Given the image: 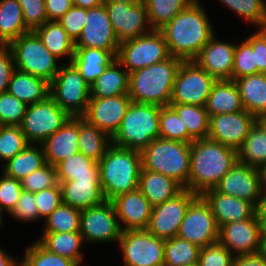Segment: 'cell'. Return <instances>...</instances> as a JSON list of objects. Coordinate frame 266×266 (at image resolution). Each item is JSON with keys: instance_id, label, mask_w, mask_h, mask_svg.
<instances>
[{"instance_id": "1", "label": "cell", "mask_w": 266, "mask_h": 266, "mask_svg": "<svg viewBox=\"0 0 266 266\" xmlns=\"http://www.w3.org/2000/svg\"><path fill=\"white\" fill-rule=\"evenodd\" d=\"M170 56L193 61L215 34L206 11L198 0L160 29Z\"/></svg>"}, {"instance_id": "2", "label": "cell", "mask_w": 266, "mask_h": 266, "mask_svg": "<svg viewBox=\"0 0 266 266\" xmlns=\"http://www.w3.org/2000/svg\"><path fill=\"white\" fill-rule=\"evenodd\" d=\"M238 161L237 150L204 138L191 143L188 190L202 195L214 189Z\"/></svg>"}, {"instance_id": "3", "label": "cell", "mask_w": 266, "mask_h": 266, "mask_svg": "<svg viewBox=\"0 0 266 266\" xmlns=\"http://www.w3.org/2000/svg\"><path fill=\"white\" fill-rule=\"evenodd\" d=\"M98 163L100 184L106 200L111 201L138 188L142 169L140 151L112 144Z\"/></svg>"}, {"instance_id": "4", "label": "cell", "mask_w": 266, "mask_h": 266, "mask_svg": "<svg viewBox=\"0 0 266 266\" xmlns=\"http://www.w3.org/2000/svg\"><path fill=\"white\" fill-rule=\"evenodd\" d=\"M183 60L170 56L165 61L130 73L132 102L169 106L177 71Z\"/></svg>"}, {"instance_id": "5", "label": "cell", "mask_w": 266, "mask_h": 266, "mask_svg": "<svg viewBox=\"0 0 266 266\" xmlns=\"http://www.w3.org/2000/svg\"><path fill=\"white\" fill-rule=\"evenodd\" d=\"M191 143L154 139L141 151L142 169L158 172L188 189Z\"/></svg>"}, {"instance_id": "6", "label": "cell", "mask_w": 266, "mask_h": 266, "mask_svg": "<svg viewBox=\"0 0 266 266\" xmlns=\"http://www.w3.org/2000/svg\"><path fill=\"white\" fill-rule=\"evenodd\" d=\"M160 106L131 102L119 129L112 137V144L142 151L159 138Z\"/></svg>"}, {"instance_id": "7", "label": "cell", "mask_w": 266, "mask_h": 266, "mask_svg": "<svg viewBox=\"0 0 266 266\" xmlns=\"http://www.w3.org/2000/svg\"><path fill=\"white\" fill-rule=\"evenodd\" d=\"M8 46L12 50L15 69L42 78L48 83L57 75L60 68L57 58L34 31L21 35Z\"/></svg>"}, {"instance_id": "8", "label": "cell", "mask_w": 266, "mask_h": 266, "mask_svg": "<svg viewBox=\"0 0 266 266\" xmlns=\"http://www.w3.org/2000/svg\"><path fill=\"white\" fill-rule=\"evenodd\" d=\"M49 96L71 117H82L88 107L90 85L76 67L68 62V66L61 64L57 75L50 82Z\"/></svg>"}, {"instance_id": "9", "label": "cell", "mask_w": 266, "mask_h": 266, "mask_svg": "<svg viewBox=\"0 0 266 266\" xmlns=\"http://www.w3.org/2000/svg\"><path fill=\"white\" fill-rule=\"evenodd\" d=\"M170 57L164 35L160 30L124 41L119 45L117 60L129 73Z\"/></svg>"}, {"instance_id": "10", "label": "cell", "mask_w": 266, "mask_h": 266, "mask_svg": "<svg viewBox=\"0 0 266 266\" xmlns=\"http://www.w3.org/2000/svg\"><path fill=\"white\" fill-rule=\"evenodd\" d=\"M71 116L50 96L38 103L27 106L20 124L30 144H41L47 137L58 131Z\"/></svg>"}, {"instance_id": "11", "label": "cell", "mask_w": 266, "mask_h": 266, "mask_svg": "<svg viewBox=\"0 0 266 266\" xmlns=\"http://www.w3.org/2000/svg\"><path fill=\"white\" fill-rule=\"evenodd\" d=\"M104 5L119 43L153 30L143 0H105Z\"/></svg>"}, {"instance_id": "12", "label": "cell", "mask_w": 266, "mask_h": 266, "mask_svg": "<svg viewBox=\"0 0 266 266\" xmlns=\"http://www.w3.org/2000/svg\"><path fill=\"white\" fill-rule=\"evenodd\" d=\"M216 81L194 61H183L175 77L170 104L205 106Z\"/></svg>"}, {"instance_id": "13", "label": "cell", "mask_w": 266, "mask_h": 266, "mask_svg": "<svg viewBox=\"0 0 266 266\" xmlns=\"http://www.w3.org/2000/svg\"><path fill=\"white\" fill-rule=\"evenodd\" d=\"M177 236L199 248L218 242L219 227L210 206L201 195L187 208Z\"/></svg>"}, {"instance_id": "14", "label": "cell", "mask_w": 266, "mask_h": 266, "mask_svg": "<svg viewBox=\"0 0 266 266\" xmlns=\"http://www.w3.org/2000/svg\"><path fill=\"white\" fill-rule=\"evenodd\" d=\"M118 244L125 266H164L165 240L147 230L122 231Z\"/></svg>"}, {"instance_id": "15", "label": "cell", "mask_w": 266, "mask_h": 266, "mask_svg": "<svg viewBox=\"0 0 266 266\" xmlns=\"http://www.w3.org/2000/svg\"><path fill=\"white\" fill-rule=\"evenodd\" d=\"M122 223L116 215L111 201L81 210L80 233L84 242H119L122 235Z\"/></svg>"}, {"instance_id": "16", "label": "cell", "mask_w": 266, "mask_h": 266, "mask_svg": "<svg viewBox=\"0 0 266 266\" xmlns=\"http://www.w3.org/2000/svg\"><path fill=\"white\" fill-rule=\"evenodd\" d=\"M198 195L183 189L173 198L152 207L147 231L160 239L176 237L187 208Z\"/></svg>"}, {"instance_id": "17", "label": "cell", "mask_w": 266, "mask_h": 266, "mask_svg": "<svg viewBox=\"0 0 266 266\" xmlns=\"http://www.w3.org/2000/svg\"><path fill=\"white\" fill-rule=\"evenodd\" d=\"M218 242L234 253V256L264 250V235L255 214L249 219L220 226Z\"/></svg>"}, {"instance_id": "18", "label": "cell", "mask_w": 266, "mask_h": 266, "mask_svg": "<svg viewBox=\"0 0 266 266\" xmlns=\"http://www.w3.org/2000/svg\"><path fill=\"white\" fill-rule=\"evenodd\" d=\"M131 102L128 94L90 98L86 113L82 117L112 138L119 129Z\"/></svg>"}, {"instance_id": "19", "label": "cell", "mask_w": 266, "mask_h": 266, "mask_svg": "<svg viewBox=\"0 0 266 266\" xmlns=\"http://www.w3.org/2000/svg\"><path fill=\"white\" fill-rule=\"evenodd\" d=\"M75 48H97L119 51V41L113 30L105 5L87 9V19Z\"/></svg>"}, {"instance_id": "20", "label": "cell", "mask_w": 266, "mask_h": 266, "mask_svg": "<svg viewBox=\"0 0 266 266\" xmlns=\"http://www.w3.org/2000/svg\"><path fill=\"white\" fill-rule=\"evenodd\" d=\"M257 120L245 110L211 116L208 138L238 150Z\"/></svg>"}, {"instance_id": "21", "label": "cell", "mask_w": 266, "mask_h": 266, "mask_svg": "<svg viewBox=\"0 0 266 266\" xmlns=\"http://www.w3.org/2000/svg\"><path fill=\"white\" fill-rule=\"evenodd\" d=\"M214 189L255 206L262 190L259 169L237 161Z\"/></svg>"}, {"instance_id": "22", "label": "cell", "mask_w": 266, "mask_h": 266, "mask_svg": "<svg viewBox=\"0 0 266 266\" xmlns=\"http://www.w3.org/2000/svg\"><path fill=\"white\" fill-rule=\"evenodd\" d=\"M114 205L119 223L126 230H146L150 221L152 206L140 189L129 191L111 200Z\"/></svg>"}, {"instance_id": "23", "label": "cell", "mask_w": 266, "mask_h": 266, "mask_svg": "<svg viewBox=\"0 0 266 266\" xmlns=\"http://www.w3.org/2000/svg\"><path fill=\"white\" fill-rule=\"evenodd\" d=\"M215 37L214 34L193 61L216 80H232L236 44Z\"/></svg>"}, {"instance_id": "24", "label": "cell", "mask_w": 266, "mask_h": 266, "mask_svg": "<svg viewBox=\"0 0 266 266\" xmlns=\"http://www.w3.org/2000/svg\"><path fill=\"white\" fill-rule=\"evenodd\" d=\"M201 196L210 206L218 227L254 215V205L245 199L221 194L215 189H209Z\"/></svg>"}, {"instance_id": "25", "label": "cell", "mask_w": 266, "mask_h": 266, "mask_svg": "<svg viewBox=\"0 0 266 266\" xmlns=\"http://www.w3.org/2000/svg\"><path fill=\"white\" fill-rule=\"evenodd\" d=\"M78 138L79 117H70L58 131L41 143L46 163L55 166L65 157L79 152Z\"/></svg>"}, {"instance_id": "26", "label": "cell", "mask_w": 266, "mask_h": 266, "mask_svg": "<svg viewBox=\"0 0 266 266\" xmlns=\"http://www.w3.org/2000/svg\"><path fill=\"white\" fill-rule=\"evenodd\" d=\"M62 203L80 210L103 203L100 180H71L60 182Z\"/></svg>"}, {"instance_id": "27", "label": "cell", "mask_w": 266, "mask_h": 266, "mask_svg": "<svg viewBox=\"0 0 266 266\" xmlns=\"http://www.w3.org/2000/svg\"><path fill=\"white\" fill-rule=\"evenodd\" d=\"M118 51L97 48H75L71 63L82 78L91 85L115 60Z\"/></svg>"}, {"instance_id": "28", "label": "cell", "mask_w": 266, "mask_h": 266, "mask_svg": "<svg viewBox=\"0 0 266 266\" xmlns=\"http://www.w3.org/2000/svg\"><path fill=\"white\" fill-rule=\"evenodd\" d=\"M138 188L152 207L168 201L184 189L174 179L145 169H141Z\"/></svg>"}, {"instance_id": "29", "label": "cell", "mask_w": 266, "mask_h": 266, "mask_svg": "<svg viewBox=\"0 0 266 266\" xmlns=\"http://www.w3.org/2000/svg\"><path fill=\"white\" fill-rule=\"evenodd\" d=\"M245 111L257 119L266 115V73H258L234 80Z\"/></svg>"}, {"instance_id": "30", "label": "cell", "mask_w": 266, "mask_h": 266, "mask_svg": "<svg viewBox=\"0 0 266 266\" xmlns=\"http://www.w3.org/2000/svg\"><path fill=\"white\" fill-rule=\"evenodd\" d=\"M209 116L243 111V104L234 80H217L205 104Z\"/></svg>"}, {"instance_id": "31", "label": "cell", "mask_w": 266, "mask_h": 266, "mask_svg": "<svg viewBox=\"0 0 266 266\" xmlns=\"http://www.w3.org/2000/svg\"><path fill=\"white\" fill-rule=\"evenodd\" d=\"M119 67L122 68V64L115 60L104 70L90 85V98L113 97L129 93L130 73Z\"/></svg>"}, {"instance_id": "32", "label": "cell", "mask_w": 266, "mask_h": 266, "mask_svg": "<svg viewBox=\"0 0 266 266\" xmlns=\"http://www.w3.org/2000/svg\"><path fill=\"white\" fill-rule=\"evenodd\" d=\"M50 83L15 69L12 73L8 92L27 105L43 101L49 96Z\"/></svg>"}, {"instance_id": "33", "label": "cell", "mask_w": 266, "mask_h": 266, "mask_svg": "<svg viewBox=\"0 0 266 266\" xmlns=\"http://www.w3.org/2000/svg\"><path fill=\"white\" fill-rule=\"evenodd\" d=\"M58 183L71 180H100L99 163L81 152L65 157L55 165Z\"/></svg>"}, {"instance_id": "34", "label": "cell", "mask_w": 266, "mask_h": 266, "mask_svg": "<svg viewBox=\"0 0 266 266\" xmlns=\"http://www.w3.org/2000/svg\"><path fill=\"white\" fill-rule=\"evenodd\" d=\"M44 46L58 59L69 56V63L75 53V42L68 36L58 21H46L34 31Z\"/></svg>"}, {"instance_id": "35", "label": "cell", "mask_w": 266, "mask_h": 266, "mask_svg": "<svg viewBox=\"0 0 266 266\" xmlns=\"http://www.w3.org/2000/svg\"><path fill=\"white\" fill-rule=\"evenodd\" d=\"M28 32L17 0H0V43L9 45Z\"/></svg>"}, {"instance_id": "36", "label": "cell", "mask_w": 266, "mask_h": 266, "mask_svg": "<svg viewBox=\"0 0 266 266\" xmlns=\"http://www.w3.org/2000/svg\"><path fill=\"white\" fill-rule=\"evenodd\" d=\"M111 145L112 138L109 135L79 117V152L99 162Z\"/></svg>"}, {"instance_id": "37", "label": "cell", "mask_w": 266, "mask_h": 266, "mask_svg": "<svg viewBox=\"0 0 266 266\" xmlns=\"http://www.w3.org/2000/svg\"><path fill=\"white\" fill-rule=\"evenodd\" d=\"M82 241L80 232H44L38 242L49 252L67 257L80 266L83 260L79 250Z\"/></svg>"}, {"instance_id": "38", "label": "cell", "mask_w": 266, "mask_h": 266, "mask_svg": "<svg viewBox=\"0 0 266 266\" xmlns=\"http://www.w3.org/2000/svg\"><path fill=\"white\" fill-rule=\"evenodd\" d=\"M238 161L259 168L266 163V128L257 120L237 150Z\"/></svg>"}, {"instance_id": "39", "label": "cell", "mask_w": 266, "mask_h": 266, "mask_svg": "<svg viewBox=\"0 0 266 266\" xmlns=\"http://www.w3.org/2000/svg\"><path fill=\"white\" fill-rule=\"evenodd\" d=\"M39 148L36 147V144H29L24 150L6 162L3 173L8 177L21 181L31 172L44 166L46 160L41 144Z\"/></svg>"}, {"instance_id": "40", "label": "cell", "mask_w": 266, "mask_h": 266, "mask_svg": "<svg viewBox=\"0 0 266 266\" xmlns=\"http://www.w3.org/2000/svg\"><path fill=\"white\" fill-rule=\"evenodd\" d=\"M181 118L189 136L195 140L208 138L210 116L205 106L192 104H169Z\"/></svg>"}, {"instance_id": "41", "label": "cell", "mask_w": 266, "mask_h": 266, "mask_svg": "<svg viewBox=\"0 0 266 266\" xmlns=\"http://www.w3.org/2000/svg\"><path fill=\"white\" fill-rule=\"evenodd\" d=\"M200 248L178 236L165 240L164 266H197Z\"/></svg>"}, {"instance_id": "42", "label": "cell", "mask_w": 266, "mask_h": 266, "mask_svg": "<svg viewBox=\"0 0 266 266\" xmlns=\"http://www.w3.org/2000/svg\"><path fill=\"white\" fill-rule=\"evenodd\" d=\"M149 25L153 30H160L176 15L186 9L194 0H143Z\"/></svg>"}, {"instance_id": "43", "label": "cell", "mask_w": 266, "mask_h": 266, "mask_svg": "<svg viewBox=\"0 0 266 266\" xmlns=\"http://www.w3.org/2000/svg\"><path fill=\"white\" fill-rule=\"evenodd\" d=\"M81 210L61 203L45 220L43 232H80Z\"/></svg>"}, {"instance_id": "44", "label": "cell", "mask_w": 266, "mask_h": 266, "mask_svg": "<svg viewBox=\"0 0 266 266\" xmlns=\"http://www.w3.org/2000/svg\"><path fill=\"white\" fill-rule=\"evenodd\" d=\"M159 137L184 143L194 141L187 133L181 118L170 106H160Z\"/></svg>"}, {"instance_id": "45", "label": "cell", "mask_w": 266, "mask_h": 266, "mask_svg": "<svg viewBox=\"0 0 266 266\" xmlns=\"http://www.w3.org/2000/svg\"><path fill=\"white\" fill-rule=\"evenodd\" d=\"M225 6L246 21L266 28V2L265 0H220Z\"/></svg>"}, {"instance_id": "46", "label": "cell", "mask_w": 266, "mask_h": 266, "mask_svg": "<svg viewBox=\"0 0 266 266\" xmlns=\"http://www.w3.org/2000/svg\"><path fill=\"white\" fill-rule=\"evenodd\" d=\"M30 143L20 125L0 126V159L8 161Z\"/></svg>"}, {"instance_id": "47", "label": "cell", "mask_w": 266, "mask_h": 266, "mask_svg": "<svg viewBox=\"0 0 266 266\" xmlns=\"http://www.w3.org/2000/svg\"><path fill=\"white\" fill-rule=\"evenodd\" d=\"M20 266H78L73 260L54 254L45 249L38 241L26 249Z\"/></svg>"}, {"instance_id": "48", "label": "cell", "mask_w": 266, "mask_h": 266, "mask_svg": "<svg viewBox=\"0 0 266 266\" xmlns=\"http://www.w3.org/2000/svg\"><path fill=\"white\" fill-rule=\"evenodd\" d=\"M27 104L8 91L0 94V126L20 125L26 113Z\"/></svg>"}, {"instance_id": "49", "label": "cell", "mask_w": 266, "mask_h": 266, "mask_svg": "<svg viewBox=\"0 0 266 266\" xmlns=\"http://www.w3.org/2000/svg\"><path fill=\"white\" fill-rule=\"evenodd\" d=\"M24 191L36 193L58 184L55 166L46 163L21 180Z\"/></svg>"}, {"instance_id": "50", "label": "cell", "mask_w": 266, "mask_h": 266, "mask_svg": "<svg viewBox=\"0 0 266 266\" xmlns=\"http://www.w3.org/2000/svg\"><path fill=\"white\" fill-rule=\"evenodd\" d=\"M254 74H257V65L252 45L247 40H244L241 44L236 45L235 48L232 80Z\"/></svg>"}, {"instance_id": "51", "label": "cell", "mask_w": 266, "mask_h": 266, "mask_svg": "<svg viewBox=\"0 0 266 266\" xmlns=\"http://www.w3.org/2000/svg\"><path fill=\"white\" fill-rule=\"evenodd\" d=\"M234 254L217 242L200 248L198 266H233Z\"/></svg>"}, {"instance_id": "52", "label": "cell", "mask_w": 266, "mask_h": 266, "mask_svg": "<svg viewBox=\"0 0 266 266\" xmlns=\"http://www.w3.org/2000/svg\"><path fill=\"white\" fill-rule=\"evenodd\" d=\"M23 12L25 26L29 31H35L47 20L45 0H17Z\"/></svg>"}, {"instance_id": "53", "label": "cell", "mask_w": 266, "mask_h": 266, "mask_svg": "<svg viewBox=\"0 0 266 266\" xmlns=\"http://www.w3.org/2000/svg\"><path fill=\"white\" fill-rule=\"evenodd\" d=\"M23 191L21 181L3 174L0 178V208L9 214L15 208Z\"/></svg>"}, {"instance_id": "54", "label": "cell", "mask_w": 266, "mask_h": 266, "mask_svg": "<svg viewBox=\"0 0 266 266\" xmlns=\"http://www.w3.org/2000/svg\"><path fill=\"white\" fill-rule=\"evenodd\" d=\"M87 19V9L72 6L58 21L68 36L76 42L80 37Z\"/></svg>"}, {"instance_id": "55", "label": "cell", "mask_w": 266, "mask_h": 266, "mask_svg": "<svg viewBox=\"0 0 266 266\" xmlns=\"http://www.w3.org/2000/svg\"><path fill=\"white\" fill-rule=\"evenodd\" d=\"M34 198L39 211V219L43 217L46 219L62 203L60 184L34 193Z\"/></svg>"}, {"instance_id": "56", "label": "cell", "mask_w": 266, "mask_h": 266, "mask_svg": "<svg viewBox=\"0 0 266 266\" xmlns=\"http://www.w3.org/2000/svg\"><path fill=\"white\" fill-rule=\"evenodd\" d=\"M17 220L32 222L39 219V211L35 203L34 193L22 191L15 208L10 213Z\"/></svg>"}, {"instance_id": "57", "label": "cell", "mask_w": 266, "mask_h": 266, "mask_svg": "<svg viewBox=\"0 0 266 266\" xmlns=\"http://www.w3.org/2000/svg\"><path fill=\"white\" fill-rule=\"evenodd\" d=\"M246 40L252 45L257 74L266 73V28H259L255 34L247 37Z\"/></svg>"}, {"instance_id": "58", "label": "cell", "mask_w": 266, "mask_h": 266, "mask_svg": "<svg viewBox=\"0 0 266 266\" xmlns=\"http://www.w3.org/2000/svg\"><path fill=\"white\" fill-rule=\"evenodd\" d=\"M15 70L12 50L8 45L0 46V94L8 91L9 82Z\"/></svg>"}, {"instance_id": "59", "label": "cell", "mask_w": 266, "mask_h": 266, "mask_svg": "<svg viewBox=\"0 0 266 266\" xmlns=\"http://www.w3.org/2000/svg\"><path fill=\"white\" fill-rule=\"evenodd\" d=\"M73 6V0H45L48 21H59Z\"/></svg>"}, {"instance_id": "60", "label": "cell", "mask_w": 266, "mask_h": 266, "mask_svg": "<svg viewBox=\"0 0 266 266\" xmlns=\"http://www.w3.org/2000/svg\"><path fill=\"white\" fill-rule=\"evenodd\" d=\"M233 266H266V252L235 256Z\"/></svg>"}, {"instance_id": "61", "label": "cell", "mask_w": 266, "mask_h": 266, "mask_svg": "<svg viewBox=\"0 0 266 266\" xmlns=\"http://www.w3.org/2000/svg\"><path fill=\"white\" fill-rule=\"evenodd\" d=\"M254 214L261 227L263 235H266V188H262L260 196L254 206Z\"/></svg>"}, {"instance_id": "62", "label": "cell", "mask_w": 266, "mask_h": 266, "mask_svg": "<svg viewBox=\"0 0 266 266\" xmlns=\"http://www.w3.org/2000/svg\"><path fill=\"white\" fill-rule=\"evenodd\" d=\"M105 0H73V5L84 9H90L103 5Z\"/></svg>"}, {"instance_id": "63", "label": "cell", "mask_w": 266, "mask_h": 266, "mask_svg": "<svg viewBox=\"0 0 266 266\" xmlns=\"http://www.w3.org/2000/svg\"><path fill=\"white\" fill-rule=\"evenodd\" d=\"M0 266H20V262L17 263L15 259L0 248Z\"/></svg>"}, {"instance_id": "64", "label": "cell", "mask_w": 266, "mask_h": 266, "mask_svg": "<svg viewBox=\"0 0 266 266\" xmlns=\"http://www.w3.org/2000/svg\"><path fill=\"white\" fill-rule=\"evenodd\" d=\"M261 186L266 188V163L262 164L259 168Z\"/></svg>"}, {"instance_id": "65", "label": "cell", "mask_w": 266, "mask_h": 266, "mask_svg": "<svg viewBox=\"0 0 266 266\" xmlns=\"http://www.w3.org/2000/svg\"><path fill=\"white\" fill-rule=\"evenodd\" d=\"M266 128V115L258 119Z\"/></svg>"}, {"instance_id": "66", "label": "cell", "mask_w": 266, "mask_h": 266, "mask_svg": "<svg viewBox=\"0 0 266 266\" xmlns=\"http://www.w3.org/2000/svg\"><path fill=\"white\" fill-rule=\"evenodd\" d=\"M2 210H1V208H0V225H2Z\"/></svg>"}, {"instance_id": "67", "label": "cell", "mask_w": 266, "mask_h": 266, "mask_svg": "<svg viewBox=\"0 0 266 266\" xmlns=\"http://www.w3.org/2000/svg\"><path fill=\"white\" fill-rule=\"evenodd\" d=\"M264 251L266 252V235L264 236Z\"/></svg>"}]
</instances>
